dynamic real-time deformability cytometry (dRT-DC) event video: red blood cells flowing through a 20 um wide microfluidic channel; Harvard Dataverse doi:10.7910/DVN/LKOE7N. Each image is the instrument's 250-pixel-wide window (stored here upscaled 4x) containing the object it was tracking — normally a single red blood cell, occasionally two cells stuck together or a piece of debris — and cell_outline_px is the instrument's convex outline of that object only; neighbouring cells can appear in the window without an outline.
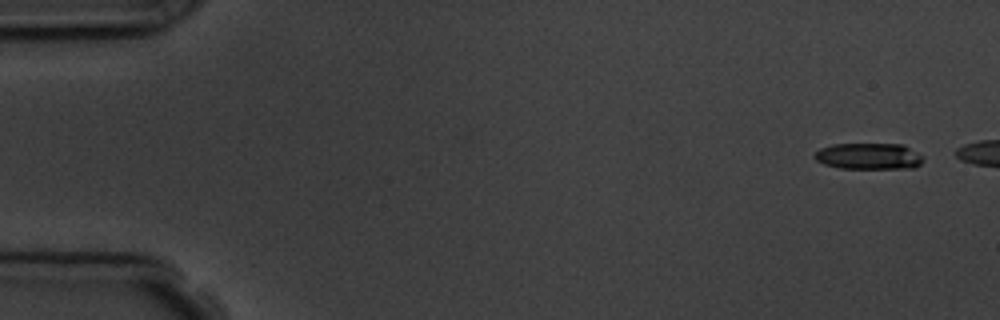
{"species": "common noctule bat (a hibernating species)", "species_latin": "Nyctalus noctula", "temperature_condition": "room temperature", "stored_images_in_passage": 2, "camera_frame_rate_fps": 3000, "um_per_image_px": 0.085, "animal": {"sex": "male", "body_mass_g": 19.5, "forearm_length_mm": 54.6}, "frame": {"image": 1, "passage_image": 1, "time_ms": 0.0, "image_size_px": [1000, 320], "cell_outline_px": [[924, 160], [916, 168], [840, 168], [824, 164], [816, 160], [816, 152], [820, 148], [832, 144], [904, 144], [924, 156]], "centroid_in_image_um": [73.9, 13.27], "position_along_channel_um": 11.1, "area_um2": 16.7}}